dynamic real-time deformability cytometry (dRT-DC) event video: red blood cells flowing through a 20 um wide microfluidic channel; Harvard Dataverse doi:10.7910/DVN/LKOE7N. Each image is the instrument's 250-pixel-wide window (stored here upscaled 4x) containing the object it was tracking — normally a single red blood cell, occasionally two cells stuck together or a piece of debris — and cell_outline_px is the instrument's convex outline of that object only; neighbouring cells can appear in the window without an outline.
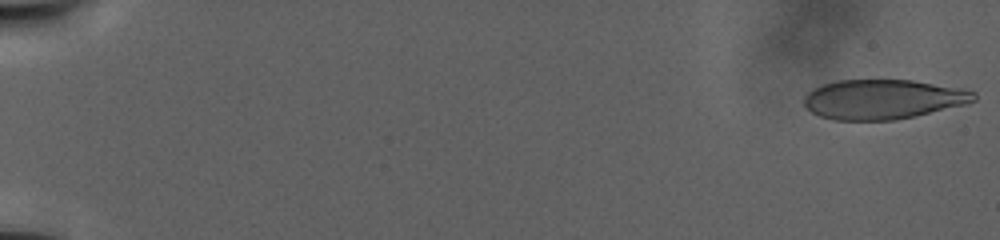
{"species": "human", "species_latin": "Homo sapiens", "temperature_condition": "warm", "stored_images_in_passage": 95, "camera_frame_rate_fps": 3000, "um_per_image_px": 0.085, "donor": {"sex": "male"}, "frame": {"image": 1, "passage_image": 2, "time_ms": 0.333, "image_size_px": [1000, 240], "cell_outline_px": [[976, 100], [968, 104], [916, 116], [896, 120], [836, 120], [820, 116], [812, 112], [804, 104], [804, 96], [812, 88], [836, 80], [912, 80], [964, 88], [976, 92]], "centroid_in_image_um": [75.1, 8.44], "position_along_channel_um": 9.9, "area_um2": 39.59}}
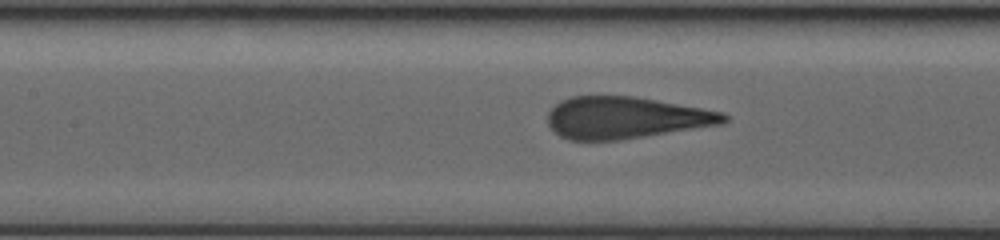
{"frame": {"image": 2, "passage_image": 54, "time_ms": 20.333, "image_size_px": [1000, 240], "cell_outline_px": [[728, 120], [724, 124], [620, 140], [568, 140], [560, 136], [548, 124], [548, 112], [560, 100], [572, 96], [636, 96], [724, 112], [728, 116]], "centroid_in_image_um": [53.21, 10.0], "position_along_channel_um": 154.2, "area_um2": 43.06}}
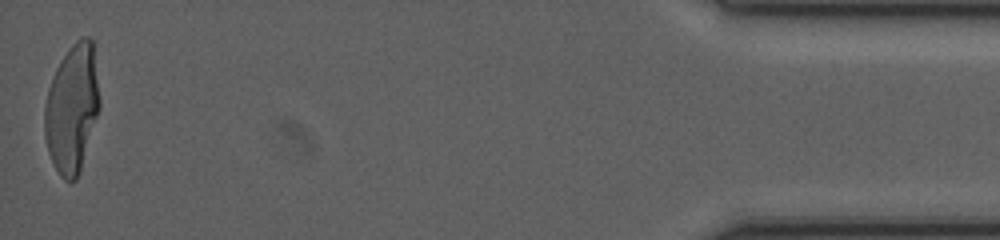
{"frame": {"image": 3, "passage_image": 94, "time_ms": 40.667, "image_size_px": [1000, 240], "cell_outline_px": [[100, 108], [80, 172], [76, 180], [64, 180], [60, 176], [48, 152], [44, 136], [44, 104], [48, 88], [56, 68], [60, 60], [68, 48], [76, 40], [84, 36], [88, 36], [92, 40], [100, 100]], "centroid_in_image_um": [6.12, 9.22], "position_along_channel_um": 429.1, "area_um2": 41.27}}